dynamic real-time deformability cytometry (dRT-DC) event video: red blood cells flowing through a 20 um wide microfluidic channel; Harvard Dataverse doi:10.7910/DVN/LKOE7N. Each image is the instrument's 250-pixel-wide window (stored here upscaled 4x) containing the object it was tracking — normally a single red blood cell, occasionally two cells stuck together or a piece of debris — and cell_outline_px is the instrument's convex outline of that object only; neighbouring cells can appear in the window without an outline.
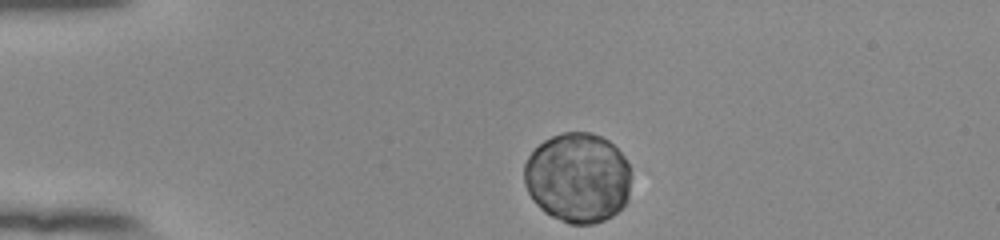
{"species": "human", "species_latin": "Homo sapiens", "temperature_condition": "room temperature", "stored_images_in_passage": 44, "camera_frame_rate_fps": 3000, "um_per_image_px": 0.085, "donor": {"sex": "female"}, "frame": {"image": 1, "passage_image": 1, "time_ms": 0.0, "image_size_px": [1000, 240], "cell_outline_px": [[628, 200], [612, 216], [604, 220], [592, 224], [568, 224], [544, 212], [536, 204], [528, 192], [524, 184], [524, 164], [528, 156], [544, 140], [552, 136], [564, 132], [588, 132], [600, 136], [608, 140], [624, 156], [628, 164]], "centroid_in_image_um": [49.08, 15.11], "position_along_channel_um": 35.9, "area_um2": 55.89}}
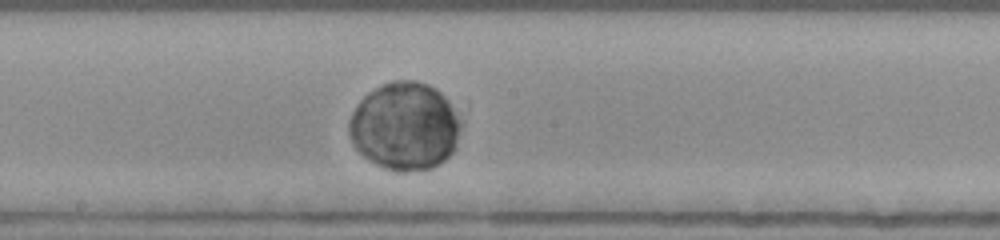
{"frame": {"image": 2, "passage_image": 20, "time_ms": 6.333, "image_size_px": [1000, 240], "cell_outline_px": [[460, 124], [456, 144], [452, 152], [444, 160], [432, 168], [404, 172], [396, 172], [384, 168], [368, 160], [352, 144], [348, 132], [348, 124], [352, 112], [360, 100], [368, 92], [384, 84], [396, 80], [416, 80], [428, 84], [436, 88], [444, 96]], "centroid_in_image_um": [34.35, 10.74], "position_along_channel_um": 213.8, "area_um2": 56.93}}
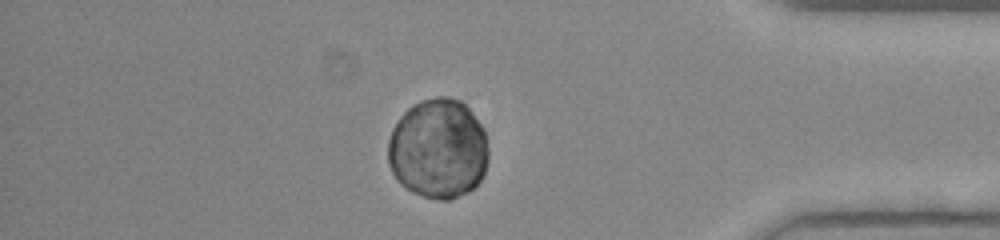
{"frame": {"image": 3, "passage_image": 37, "time_ms": 12.0, "image_size_px": [1000, 240], "cell_outline_px": [[488, 160], [484, 172], [480, 180], [468, 192], [448, 200], [440, 200], [424, 196], [412, 192], [400, 184], [396, 180], [388, 164], [388, 140], [392, 128], [400, 116], [408, 108], [420, 100], [436, 96], [448, 96], [460, 100], [472, 112], [484, 128], [488, 148]], "centroid_in_image_um": [37.24, 12.63], "position_along_channel_um": 398.0, "area_um2": 58.96}}